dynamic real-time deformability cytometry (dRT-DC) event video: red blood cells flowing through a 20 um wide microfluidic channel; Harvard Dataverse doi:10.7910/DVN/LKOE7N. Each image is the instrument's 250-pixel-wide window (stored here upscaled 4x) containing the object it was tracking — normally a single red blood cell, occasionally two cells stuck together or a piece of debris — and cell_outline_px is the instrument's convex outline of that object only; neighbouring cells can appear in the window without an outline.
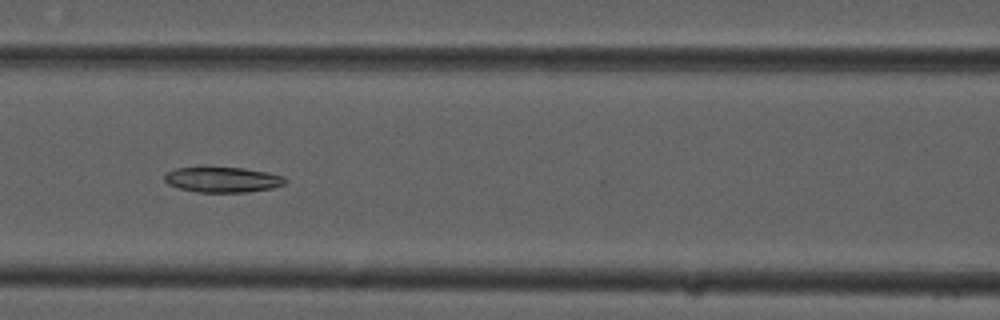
{"species": "common noctule bat (a hibernating species)", "species_latin": "Nyctalus noctula", "temperature_condition": "cold", "stored_images_in_passage": 9, "camera_frame_rate_fps": 3000, "um_per_image_px": 0.085, "animal": {"sex": "male", "forearm_length_mm": 52.5}, "frame": {"image": 1, "passage_image": 6, "time_ms": 1.667, "image_size_px": [1000, 320], "cell_outline_px": [[288, 180], [284, 184], [272, 188], [244, 192], [196, 192], [180, 188], [168, 184], [164, 180], [164, 176], [168, 172], [176, 168], [244, 168], [268, 172], [284, 176]], "centroid_in_image_um": [18.95, 15.27], "position_along_channel_um": 147.6, "area_um2": 17.63}}
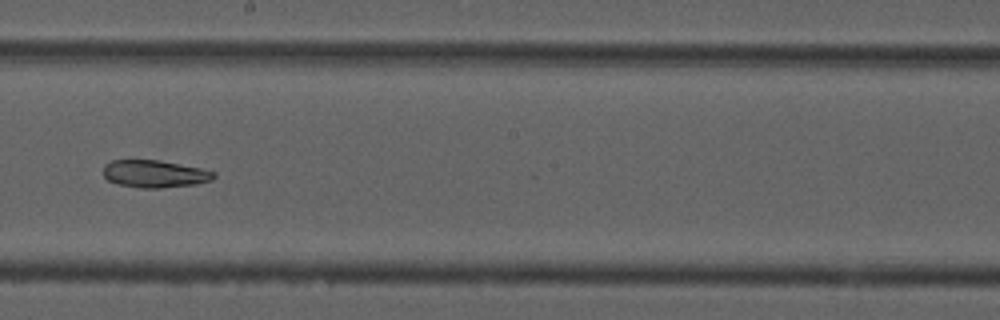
{"frame": {"image": 2, "passage_image": 8, "time_ms": 2.333, "image_size_px": [1000, 320], "cell_outline_px": [[216, 176], [212, 180], [196, 184], [160, 188], [140, 188], [120, 184], [108, 180], [104, 176], [104, 164], [112, 160], [160, 160], [200, 168], [216, 172]], "centroid_in_image_um": [13.16, 14.77], "position_along_channel_um": 235.0, "area_um2": 17.63}}
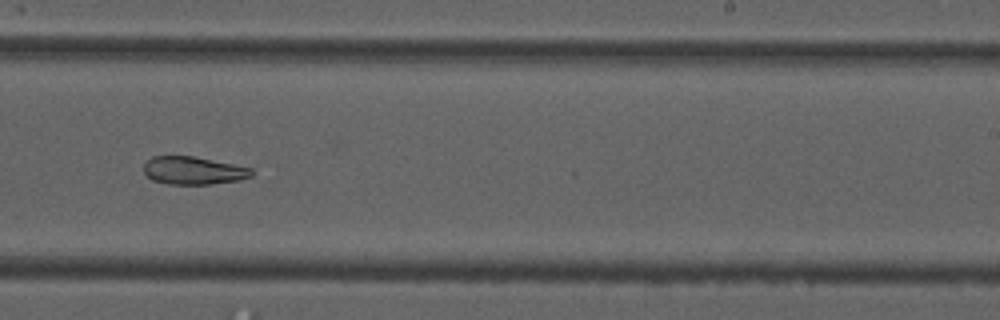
{"frame": {"image": 3, "passage_image": 9, "time_ms": 2.667, "image_size_px": [1000, 320], "cell_outline_px": [[252, 176], [240, 180], [212, 184], [168, 184], [152, 180], [144, 172], [144, 164], [152, 156], [192, 156], [252, 168]], "centroid_in_image_um": [16.43, 14.5], "position_along_channel_um": 272.6, "area_um2": 17.4}}